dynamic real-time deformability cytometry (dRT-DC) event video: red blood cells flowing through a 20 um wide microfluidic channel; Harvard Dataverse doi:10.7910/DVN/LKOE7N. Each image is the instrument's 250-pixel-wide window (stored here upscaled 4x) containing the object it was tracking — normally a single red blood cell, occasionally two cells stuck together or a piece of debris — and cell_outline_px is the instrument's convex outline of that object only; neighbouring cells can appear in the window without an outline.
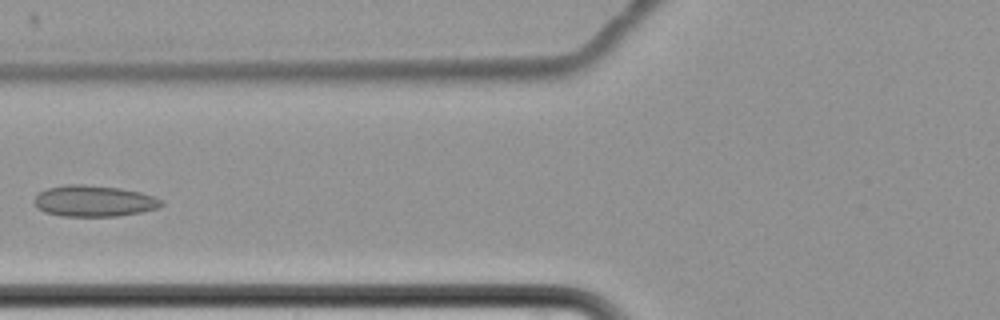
{"species": "common noctule bat (a hibernating species)", "species_latin": "Nyctalus noctula", "temperature_condition": "cold", "stored_images_in_passage": 8, "camera_frame_rate_fps": 3000, "um_per_image_px": 0.085, "animal": {"sex": "female", "body_mass_g": 22.7, "forearm_length_mm": 54.2}, "frame": {"image": 1, "passage_image": 8, "time_ms": 8.667, "image_size_px": [1000, 320], "cell_outline_px": [[164, 204], [156, 208], [140, 212], [116, 216], [64, 216], [44, 212], [36, 208], [36, 196], [40, 192], [48, 188], [64, 184], [84, 184], [120, 188], [140, 192], [164, 200]], "centroid_in_image_um": [7.99, 17.08], "position_along_channel_um": 117.8, "area_um2": 23.0}}